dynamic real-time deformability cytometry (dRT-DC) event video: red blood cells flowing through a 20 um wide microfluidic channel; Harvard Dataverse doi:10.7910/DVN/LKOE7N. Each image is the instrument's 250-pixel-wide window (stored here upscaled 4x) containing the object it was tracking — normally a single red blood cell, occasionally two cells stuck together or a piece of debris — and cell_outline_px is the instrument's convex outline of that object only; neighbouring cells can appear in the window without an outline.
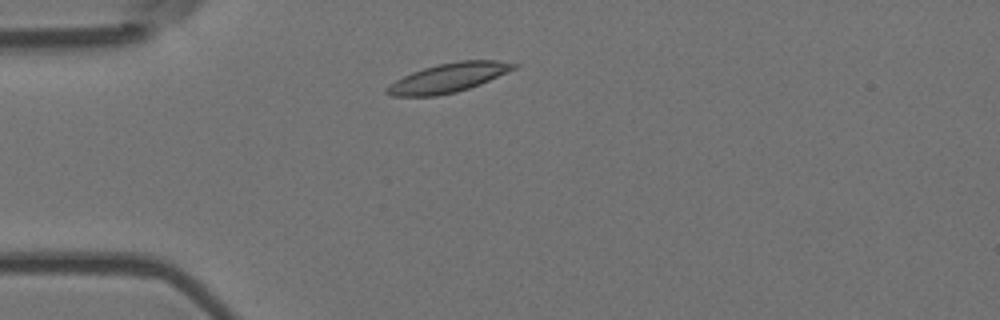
{"species": "Egyptian fruit bat (a non-hibernating species)", "species_latin": "Rousettus aegyptiacus", "temperature_condition": "room temperature", "stored_images_in_passage": 2, "camera_frame_rate_fps": 3000, "um_per_image_px": 0.085, "animal": {"sex": "female"}, "frame": {"image": 1, "passage_image": 2, "time_ms": 0.333, "image_size_px": [1000, 320], "cell_outline_px": [[520, 64], [516, 68], [480, 84], [456, 92], [436, 96], [392, 96], [384, 92], [384, 88], [388, 84], [412, 72], [436, 64], [460, 60], [496, 60]], "centroid_in_image_um": [38.08, 6.61], "position_along_channel_um": 46.9, "area_um2": 21.56}}